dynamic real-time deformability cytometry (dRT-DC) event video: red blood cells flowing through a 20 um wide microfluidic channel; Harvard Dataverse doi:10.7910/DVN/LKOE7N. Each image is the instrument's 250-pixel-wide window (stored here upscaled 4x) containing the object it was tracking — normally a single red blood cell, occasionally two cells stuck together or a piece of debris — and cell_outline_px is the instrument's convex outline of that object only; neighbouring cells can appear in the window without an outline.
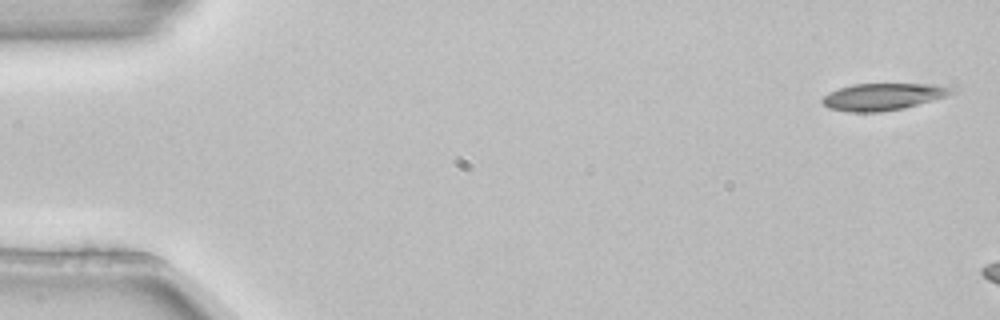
{"species": "common noctule bat (a hibernating species)", "species_latin": "Nyctalus noctula", "temperature_condition": "room temperature", "stored_images_in_passage": 5, "camera_frame_rate_fps": 3000, "um_per_image_px": 0.085, "animal": {"sex": "female", "body_mass_g": 22.7, "forearm_length_mm": 54.2}, "frame": {"image": 1, "passage_image": 1, "time_ms": 0.0, "image_size_px": [1000, 320], "cell_outline_px": [[956, 92], [948, 96], [904, 108], [880, 112], [848, 112], [828, 108], [820, 100], [828, 92], [852, 84], [936, 84], [956, 88]], "centroid_in_image_um": [75.08, 8.22], "position_along_channel_um": 9.9, "area_um2": 20.52}}
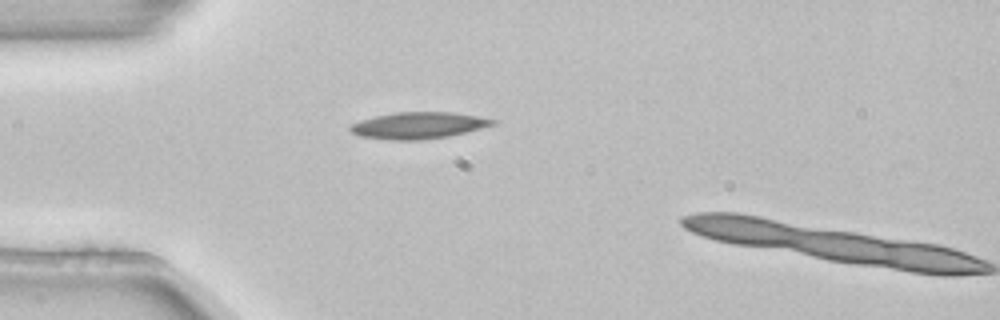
{"frame": {"image": 2, "passage_image": 4, "time_ms": 1.0, "image_size_px": [1000, 320], "cell_outline_px": [[496, 124], [448, 136], [420, 140], [388, 140], [360, 136], [352, 132], [348, 128], [352, 124], [360, 120], [376, 116], [396, 112], [452, 112], [476, 116], [496, 120]], "centroid_in_image_um": [35.53, 10.66], "position_along_channel_um": 49.5, "area_um2": 21.85}}